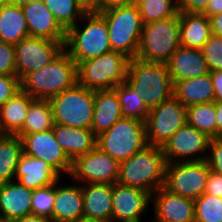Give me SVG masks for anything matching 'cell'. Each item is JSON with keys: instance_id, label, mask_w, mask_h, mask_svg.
Wrapping results in <instances>:
<instances>
[{"instance_id": "52", "label": "cell", "mask_w": 222, "mask_h": 222, "mask_svg": "<svg viewBox=\"0 0 222 222\" xmlns=\"http://www.w3.org/2000/svg\"><path fill=\"white\" fill-rule=\"evenodd\" d=\"M78 222H106V221L81 218Z\"/></svg>"}, {"instance_id": "46", "label": "cell", "mask_w": 222, "mask_h": 222, "mask_svg": "<svg viewBox=\"0 0 222 222\" xmlns=\"http://www.w3.org/2000/svg\"><path fill=\"white\" fill-rule=\"evenodd\" d=\"M212 35L222 37V13H217L209 17Z\"/></svg>"}, {"instance_id": "43", "label": "cell", "mask_w": 222, "mask_h": 222, "mask_svg": "<svg viewBox=\"0 0 222 222\" xmlns=\"http://www.w3.org/2000/svg\"><path fill=\"white\" fill-rule=\"evenodd\" d=\"M210 0H178L179 12L203 13Z\"/></svg>"}, {"instance_id": "53", "label": "cell", "mask_w": 222, "mask_h": 222, "mask_svg": "<svg viewBox=\"0 0 222 222\" xmlns=\"http://www.w3.org/2000/svg\"><path fill=\"white\" fill-rule=\"evenodd\" d=\"M14 0H0V6L13 4Z\"/></svg>"}, {"instance_id": "40", "label": "cell", "mask_w": 222, "mask_h": 222, "mask_svg": "<svg viewBox=\"0 0 222 222\" xmlns=\"http://www.w3.org/2000/svg\"><path fill=\"white\" fill-rule=\"evenodd\" d=\"M206 162L213 170L222 174V137L211 138Z\"/></svg>"}, {"instance_id": "26", "label": "cell", "mask_w": 222, "mask_h": 222, "mask_svg": "<svg viewBox=\"0 0 222 222\" xmlns=\"http://www.w3.org/2000/svg\"><path fill=\"white\" fill-rule=\"evenodd\" d=\"M173 96L185 107L215 102L210 74L175 82Z\"/></svg>"}, {"instance_id": "16", "label": "cell", "mask_w": 222, "mask_h": 222, "mask_svg": "<svg viewBox=\"0 0 222 222\" xmlns=\"http://www.w3.org/2000/svg\"><path fill=\"white\" fill-rule=\"evenodd\" d=\"M151 203V195L141 189L112 184V222H142L141 215Z\"/></svg>"}, {"instance_id": "49", "label": "cell", "mask_w": 222, "mask_h": 222, "mask_svg": "<svg viewBox=\"0 0 222 222\" xmlns=\"http://www.w3.org/2000/svg\"><path fill=\"white\" fill-rule=\"evenodd\" d=\"M216 110L217 137H222V102H214Z\"/></svg>"}, {"instance_id": "3", "label": "cell", "mask_w": 222, "mask_h": 222, "mask_svg": "<svg viewBox=\"0 0 222 222\" xmlns=\"http://www.w3.org/2000/svg\"><path fill=\"white\" fill-rule=\"evenodd\" d=\"M79 22L66 31L64 50L78 65L112 51L105 19L98 12H86Z\"/></svg>"}, {"instance_id": "22", "label": "cell", "mask_w": 222, "mask_h": 222, "mask_svg": "<svg viewBox=\"0 0 222 222\" xmlns=\"http://www.w3.org/2000/svg\"><path fill=\"white\" fill-rule=\"evenodd\" d=\"M61 176L45 161L23 154L16 166L15 181L36 190L55 184Z\"/></svg>"}, {"instance_id": "30", "label": "cell", "mask_w": 222, "mask_h": 222, "mask_svg": "<svg viewBox=\"0 0 222 222\" xmlns=\"http://www.w3.org/2000/svg\"><path fill=\"white\" fill-rule=\"evenodd\" d=\"M22 155L23 144L18 135L0 136V184L15 180L16 166Z\"/></svg>"}, {"instance_id": "13", "label": "cell", "mask_w": 222, "mask_h": 222, "mask_svg": "<svg viewBox=\"0 0 222 222\" xmlns=\"http://www.w3.org/2000/svg\"><path fill=\"white\" fill-rule=\"evenodd\" d=\"M16 76L21 80L26 74L42 69L63 50L64 44L41 37H26L14 45Z\"/></svg>"}, {"instance_id": "24", "label": "cell", "mask_w": 222, "mask_h": 222, "mask_svg": "<svg viewBox=\"0 0 222 222\" xmlns=\"http://www.w3.org/2000/svg\"><path fill=\"white\" fill-rule=\"evenodd\" d=\"M52 129L57 142L72 161L80 155L89 153L97 146V136L91 129L56 123Z\"/></svg>"}, {"instance_id": "29", "label": "cell", "mask_w": 222, "mask_h": 222, "mask_svg": "<svg viewBox=\"0 0 222 222\" xmlns=\"http://www.w3.org/2000/svg\"><path fill=\"white\" fill-rule=\"evenodd\" d=\"M26 37H29V29L21 5L0 6V40L16 45Z\"/></svg>"}, {"instance_id": "42", "label": "cell", "mask_w": 222, "mask_h": 222, "mask_svg": "<svg viewBox=\"0 0 222 222\" xmlns=\"http://www.w3.org/2000/svg\"><path fill=\"white\" fill-rule=\"evenodd\" d=\"M204 194L222 198V174L210 170Z\"/></svg>"}, {"instance_id": "25", "label": "cell", "mask_w": 222, "mask_h": 222, "mask_svg": "<svg viewBox=\"0 0 222 222\" xmlns=\"http://www.w3.org/2000/svg\"><path fill=\"white\" fill-rule=\"evenodd\" d=\"M123 118L117 92L111 90L94 91V113L91 130L96 136L109 130Z\"/></svg>"}, {"instance_id": "50", "label": "cell", "mask_w": 222, "mask_h": 222, "mask_svg": "<svg viewBox=\"0 0 222 222\" xmlns=\"http://www.w3.org/2000/svg\"><path fill=\"white\" fill-rule=\"evenodd\" d=\"M14 222H51L49 219L35 215V214H30L26 215L23 218L17 219Z\"/></svg>"}, {"instance_id": "44", "label": "cell", "mask_w": 222, "mask_h": 222, "mask_svg": "<svg viewBox=\"0 0 222 222\" xmlns=\"http://www.w3.org/2000/svg\"><path fill=\"white\" fill-rule=\"evenodd\" d=\"M214 88L215 102H222V70L210 71Z\"/></svg>"}, {"instance_id": "48", "label": "cell", "mask_w": 222, "mask_h": 222, "mask_svg": "<svg viewBox=\"0 0 222 222\" xmlns=\"http://www.w3.org/2000/svg\"><path fill=\"white\" fill-rule=\"evenodd\" d=\"M85 12H98V0H76Z\"/></svg>"}, {"instance_id": "19", "label": "cell", "mask_w": 222, "mask_h": 222, "mask_svg": "<svg viewBox=\"0 0 222 222\" xmlns=\"http://www.w3.org/2000/svg\"><path fill=\"white\" fill-rule=\"evenodd\" d=\"M33 190L18 181L0 184V222H14L32 214Z\"/></svg>"}, {"instance_id": "14", "label": "cell", "mask_w": 222, "mask_h": 222, "mask_svg": "<svg viewBox=\"0 0 222 222\" xmlns=\"http://www.w3.org/2000/svg\"><path fill=\"white\" fill-rule=\"evenodd\" d=\"M210 140L206 133L186 124L177 130L161 148L167 163L202 161L207 158Z\"/></svg>"}, {"instance_id": "6", "label": "cell", "mask_w": 222, "mask_h": 222, "mask_svg": "<svg viewBox=\"0 0 222 222\" xmlns=\"http://www.w3.org/2000/svg\"><path fill=\"white\" fill-rule=\"evenodd\" d=\"M106 21L112 51L129 59L135 58L143 29V21L135 3L98 12Z\"/></svg>"}, {"instance_id": "28", "label": "cell", "mask_w": 222, "mask_h": 222, "mask_svg": "<svg viewBox=\"0 0 222 222\" xmlns=\"http://www.w3.org/2000/svg\"><path fill=\"white\" fill-rule=\"evenodd\" d=\"M33 97L21 89L0 107V131L16 135L23 127Z\"/></svg>"}, {"instance_id": "45", "label": "cell", "mask_w": 222, "mask_h": 222, "mask_svg": "<svg viewBox=\"0 0 222 222\" xmlns=\"http://www.w3.org/2000/svg\"><path fill=\"white\" fill-rule=\"evenodd\" d=\"M135 3V0H98V12L114 7L127 6Z\"/></svg>"}, {"instance_id": "37", "label": "cell", "mask_w": 222, "mask_h": 222, "mask_svg": "<svg viewBox=\"0 0 222 222\" xmlns=\"http://www.w3.org/2000/svg\"><path fill=\"white\" fill-rule=\"evenodd\" d=\"M55 201V184L33 190L32 214L49 219L52 222V210Z\"/></svg>"}, {"instance_id": "9", "label": "cell", "mask_w": 222, "mask_h": 222, "mask_svg": "<svg viewBox=\"0 0 222 222\" xmlns=\"http://www.w3.org/2000/svg\"><path fill=\"white\" fill-rule=\"evenodd\" d=\"M145 122L121 118L97 136V147L119 163L147 146Z\"/></svg>"}, {"instance_id": "8", "label": "cell", "mask_w": 222, "mask_h": 222, "mask_svg": "<svg viewBox=\"0 0 222 222\" xmlns=\"http://www.w3.org/2000/svg\"><path fill=\"white\" fill-rule=\"evenodd\" d=\"M54 123L91 129L94 113V91L79 83L49 99Z\"/></svg>"}, {"instance_id": "41", "label": "cell", "mask_w": 222, "mask_h": 222, "mask_svg": "<svg viewBox=\"0 0 222 222\" xmlns=\"http://www.w3.org/2000/svg\"><path fill=\"white\" fill-rule=\"evenodd\" d=\"M20 90L17 76L0 75V107Z\"/></svg>"}, {"instance_id": "32", "label": "cell", "mask_w": 222, "mask_h": 222, "mask_svg": "<svg viewBox=\"0 0 222 222\" xmlns=\"http://www.w3.org/2000/svg\"><path fill=\"white\" fill-rule=\"evenodd\" d=\"M114 90L118 95L123 118H133L145 122L150 109L138 95V90H135L126 81L117 85Z\"/></svg>"}, {"instance_id": "20", "label": "cell", "mask_w": 222, "mask_h": 222, "mask_svg": "<svg viewBox=\"0 0 222 222\" xmlns=\"http://www.w3.org/2000/svg\"><path fill=\"white\" fill-rule=\"evenodd\" d=\"M172 84L209 74V68L201 49L179 46L166 62Z\"/></svg>"}, {"instance_id": "27", "label": "cell", "mask_w": 222, "mask_h": 222, "mask_svg": "<svg viewBox=\"0 0 222 222\" xmlns=\"http://www.w3.org/2000/svg\"><path fill=\"white\" fill-rule=\"evenodd\" d=\"M180 45L201 49L212 35L210 19L203 13L179 12Z\"/></svg>"}, {"instance_id": "31", "label": "cell", "mask_w": 222, "mask_h": 222, "mask_svg": "<svg viewBox=\"0 0 222 222\" xmlns=\"http://www.w3.org/2000/svg\"><path fill=\"white\" fill-rule=\"evenodd\" d=\"M54 126V117L49 100L34 99L29 106L22 129L16 134L20 138L25 134L45 132Z\"/></svg>"}, {"instance_id": "1", "label": "cell", "mask_w": 222, "mask_h": 222, "mask_svg": "<svg viewBox=\"0 0 222 222\" xmlns=\"http://www.w3.org/2000/svg\"><path fill=\"white\" fill-rule=\"evenodd\" d=\"M78 83L77 64L63 50L53 61L20 80V89L34 99L49 100Z\"/></svg>"}, {"instance_id": "35", "label": "cell", "mask_w": 222, "mask_h": 222, "mask_svg": "<svg viewBox=\"0 0 222 222\" xmlns=\"http://www.w3.org/2000/svg\"><path fill=\"white\" fill-rule=\"evenodd\" d=\"M59 25L67 31L86 13L76 0H43Z\"/></svg>"}, {"instance_id": "38", "label": "cell", "mask_w": 222, "mask_h": 222, "mask_svg": "<svg viewBox=\"0 0 222 222\" xmlns=\"http://www.w3.org/2000/svg\"><path fill=\"white\" fill-rule=\"evenodd\" d=\"M201 51L209 71L222 70V37L211 35Z\"/></svg>"}, {"instance_id": "47", "label": "cell", "mask_w": 222, "mask_h": 222, "mask_svg": "<svg viewBox=\"0 0 222 222\" xmlns=\"http://www.w3.org/2000/svg\"><path fill=\"white\" fill-rule=\"evenodd\" d=\"M217 13H222V0H210L203 14L209 18Z\"/></svg>"}, {"instance_id": "7", "label": "cell", "mask_w": 222, "mask_h": 222, "mask_svg": "<svg viewBox=\"0 0 222 222\" xmlns=\"http://www.w3.org/2000/svg\"><path fill=\"white\" fill-rule=\"evenodd\" d=\"M179 14L143 25L136 58L166 63L180 46Z\"/></svg>"}, {"instance_id": "17", "label": "cell", "mask_w": 222, "mask_h": 222, "mask_svg": "<svg viewBox=\"0 0 222 222\" xmlns=\"http://www.w3.org/2000/svg\"><path fill=\"white\" fill-rule=\"evenodd\" d=\"M153 222H194V199L166 190L163 186L151 195Z\"/></svg>"}, {"instance_id": "36", "label": "cell", "mask_w": 222, "mask_h": 222, "mask_svg": "<svg viewBox=\"0 0 222 222\" xmlns=\"http://www.w3.org/2000/svg\"><path fill=\"white\" fill-rule=\"evenodd\" d=\"M194 222H222V198L203 194L194 199Z\"/></svg>"}, {"instance_id": "5", "label": "cell", "mask_w": 222, "mask_h": 222, "mask_svg": "<svg viewBox=\"0 0 222 222\" xmlns=\"http://www.w3.org/2000/svg\"><path fill=\"white\" fill-rule=\"evenodd\" d=\"M129 58L110 51L77 65L78 83L92 91L111 90L126 81Z\"/></svg>"}, {"instance_id": "12", "label": "cell", "mask_w": 222, "mask_h": 222, "mask_svg": "<svg viewBox=\"0 0 222 222\" xmlns=\"http://www.w3.org/2000/svg\"><path fill=\"white\" fill-rule=\"evenodd\" d=\"M69 176L81 184H114L119 176V162L96 146L72 161Z\"/></svg>"}, {"instance_id": "33", "label": "cell", "mask_w": 222, "mask_h": 222, "mask_svg": "<svg viewBox=\"0 0 222 222\" xmlns=\"http://www.w3.org/2000/svg\"><path fill=\"white\" fill-rule=\"evenodd\" d=\"M187 124L206 133L210 138L217 137L215 103H204L187 107Z\"/></svg>"}, {"instance_id": "4", "label": "cell", "mask_w": 222, "mask_h": 222, "mask_svg": "<svg viewBox=\"0 0 222 222\" xmlns=\"http://www.w3.org/2000/svg\"><path fill=\"white\" fill-rule=\"evenodd\" d=\"M126 82L138 90L149 109L173 96V84L166 63H154L131 58Z\"/></svg>"}, {"instance_id": "23", "label": "cell", "mask_w": 222, "mask_h": 222, "mask_svg": "<svg viewBox=\"0 0 222 222\" xmlns=\"http://www.w3.org/2000/svg\"><path fill=\"white\" fill-rule=\"evenodd\" d=\"M82 195L83 218L112 222V184H83Z\"/></svg>"}, {"instance_id": "51", "label": "cell", "mask_w": 222, "mask_h": 222, "mask_svg": "<svg viewBox=\"0 0 222 222\" xmlns=\"http://www.w3.org/2000/svg\"><path fill=\"white\" fill-rule=\"evenodd\" d=\"M34 1H37V0H14V3L19 4V5H23V4H27V3H32Z\"/></svg>"}, {"instance_id": "10", "label": "cell", "mask_w": 222, "mask_h": 222, "mask_svg": "<svg viewBox=\"0 0 222 222\" xmlns=\"http://www.w3.org/2000/svg\"><path fill=\"white\" fill-rule=\"evenodd\" d=\"M187 107L172 96L150 109L145 121L148 145L161 147L177 130L187 124Z\"/></svg>"}, {"instance_id": "18", "label": "cell", "mask_w": 222, "mask_h": 222, "mask_svg": "<svg viewBox=\"0 0 222 222\" xmlns=\"http://www.w3.org/2000/svg\"><path fill=\"white\" fill-rule=\"evenodd\" d=\"M30 37L65 43L66 31L59 25L43 0L21 5Z\"/></svg>"}, {"instance_id": "39", "label": "cell", "mask_w": 222, "mask_h": 222, "mask_svg": "<svg viewBox=\"0 0 222 222\" xmlns=\"http://www.w3.org/2000/svg\"><path fill=\"white\" fill-rule=\"evenodd\" d=\"M0 75L16 76L14 45L0 40Z\"/></svg>"}, {"instance_id": "21", "label": "cell", "mask_w": 222, "mask_h": 222, "mask_svg": "<svg viewBox=\"0 0 222 222\" xmlns=\"http://www.w3.org/2000/svg\"><path fill=\"white\" fill-rule=\"evenodd\" d=\"M59 182L60 179L55 183L52 222H78L84 212L82 184L62 185Z\"/></svg>"}, {"instance_id": "15", "label": "cell", "mask_w": 222, "mask_h": 222, "mask_svg": "<svg viewBox=\"0 0 222 222\" xmlns=\"http://www.w3.org/2000/svg\"><path fill=\"white\" fill-rule=\"evenodd\" d=\"M23 154L47 162L60 176H68L72 167V160L57 142L53 129L45 132L25 134L21 137ZM63 172V173H62Z\"/></svg>"}, {"instance_id": "34", "label": "cell", "mask_w": 222, "mask_h": 222, "mask_svg": "<svg viewBox=\"0 0 222 222\" xmlns=\"http://www.w3.org/2000/svg\"><path fill=\"white\" fill-rule=\"evenodd\" d=\"M144 24L179 14L178 0H135Z\"/></svg>"}, {"instance_id": "11", "label": "cell", "mask_w": 222, "mask_h": 222, "mask_svg": "<svg viewBox=\"0 0 222 222\" xmlns=\"http://www.w3.org/2000/svg\"><path fill=\"white\" fill-rule=\"evenodd\" d=\"M210 167L206 160L167 163L164 188L192 199L204 194Z\"/></svg>"}, {"instance_id": "2", "label": "cell", "mask_w": 222, "mask_h": 222, "mask_svg": "<svg viewBox=\"0 0 222 222\" xmlns=\"http://www.w3.org/2000/svg\"><path fill=\"white\" fill-rule=\"evenodd\" d=\"M166 165L162 148L147 145L119 163L117 182L144 190L152 195L164 186Z\"/></svg>"}]
</instances>
